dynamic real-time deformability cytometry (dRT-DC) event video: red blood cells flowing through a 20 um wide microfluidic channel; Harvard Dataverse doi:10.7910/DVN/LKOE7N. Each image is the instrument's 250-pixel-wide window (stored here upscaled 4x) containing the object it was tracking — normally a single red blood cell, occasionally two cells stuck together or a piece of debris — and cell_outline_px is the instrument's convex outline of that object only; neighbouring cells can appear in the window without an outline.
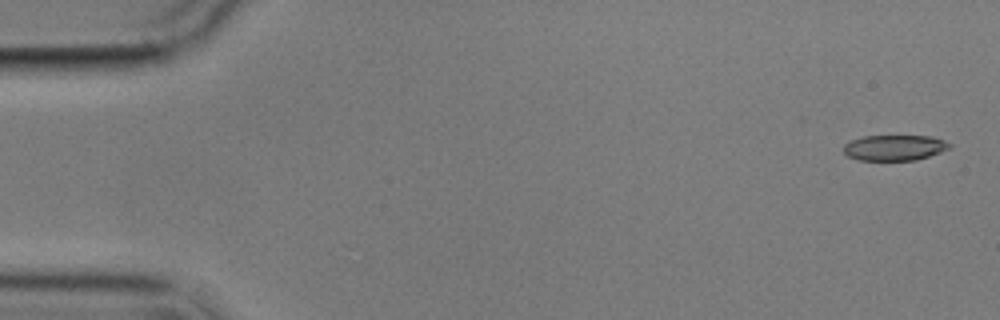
{"species": "common noctule bat (a hibernating species)", "species_latin": "Nyctalus noctula", "temperature_condition": "cold", "stored_images_in_passage": 4, "camera_frame_rate_fps": 3000, "um_per_image_px": 0.085, "animal": {"sex": "male", "body_mass_g": 17.9}, "frame": {"image": 1, "passage_image": 1, "time_ms": 0.0, "image_size_px": [1000, 320], "cell_outline_px": [[952, 144], [948, 148], [940, 152], [916, 160], [856, 160], [848, 156], [844, 152], [844, 144], [848, 140], [864, 136], [932, 136], [944, 140]], "centroid_in_image_um": [76.0, 12.55], "position_along_channel_um": 9.0, "area_um2": 15.84}}
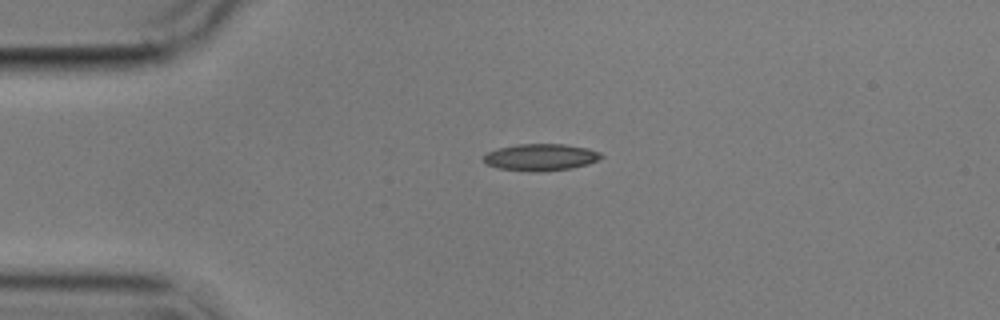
{"frame": {"image": 2, "passage_image": 4, "time_ms": 3.667, "image_size_px": [1000, 320], "cell_outline_px": [[604, 156], [588, 164], [572, 168], [540, 172], [528, 172], [496, 168], [488, 164], [484, 160], [484, 156], [488, 152], [500, 148], [516, 144], [564, 144], [588, 148], [600, 152]], "centroid_in_image_um": [45.97, 13.37], "position_along_channel_um": 39.0, "area_um2": 18.44}}